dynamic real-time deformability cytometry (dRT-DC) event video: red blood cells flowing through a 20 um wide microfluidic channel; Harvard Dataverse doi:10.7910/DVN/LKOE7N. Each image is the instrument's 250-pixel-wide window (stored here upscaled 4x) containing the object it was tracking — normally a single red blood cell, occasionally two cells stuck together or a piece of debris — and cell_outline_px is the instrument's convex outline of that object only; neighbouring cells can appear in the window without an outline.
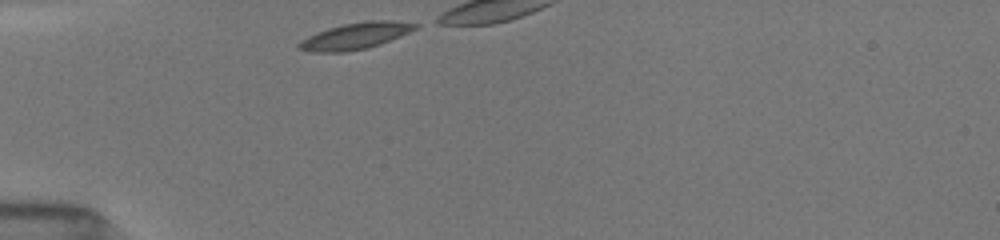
{"species": "common noctule bat (a hibernating species)", "species_latin": "Nyctalus noctula", "temperature_condition": "room temperature", "stored_images_in_passage": 17, "camera_frame_rate_fps": 3000, "um_per_image_px": 0.085, "animal": {"sex": "female", "body_mass_g": 19.5, "forearm_length_mm": 54.1}, "frame": {"image": 1, "passage_image": 1, "time_ms": 0.0, "image_size_px": [1000, 240], "cell_outline_px": [[420, 24], [416, 28], [400, 36], [380, 44], [368, 48], [344, 52], [312, 52], [296, 48], [296, 44], [300, 40], [316, 32], [328, 28], [344, 24], [372, 20], [396, 20]], "centroid_in_image_um": [30.18, 3.06], "position_along_channel_um": 54.8, "area_um2": 17.98}}
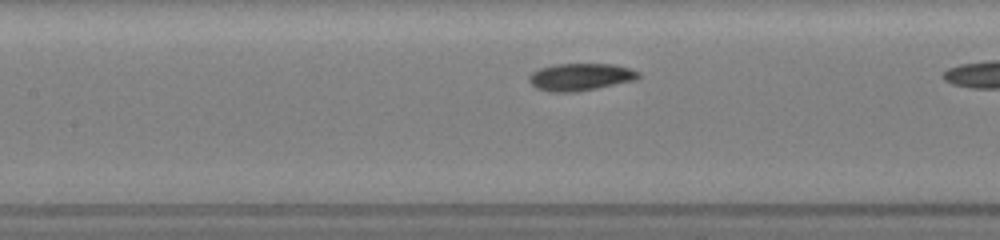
{"frame": {"image": 2, "passage_image": 14, "time_ms": 3.0, "image_size_px": [1000, 240], "cell_outline_px": [[640, 76], [636, 80], [576, 92], [548, 92], [536, 88], [528, 80], [528, 76], [532, 72], [540, 68], [556, 64], [616, 64], [640, 72]], "centroid_in_image_um": [49.32, 6.54], "position_along_channel_um": 158.1, "area_um2": 17.46}}